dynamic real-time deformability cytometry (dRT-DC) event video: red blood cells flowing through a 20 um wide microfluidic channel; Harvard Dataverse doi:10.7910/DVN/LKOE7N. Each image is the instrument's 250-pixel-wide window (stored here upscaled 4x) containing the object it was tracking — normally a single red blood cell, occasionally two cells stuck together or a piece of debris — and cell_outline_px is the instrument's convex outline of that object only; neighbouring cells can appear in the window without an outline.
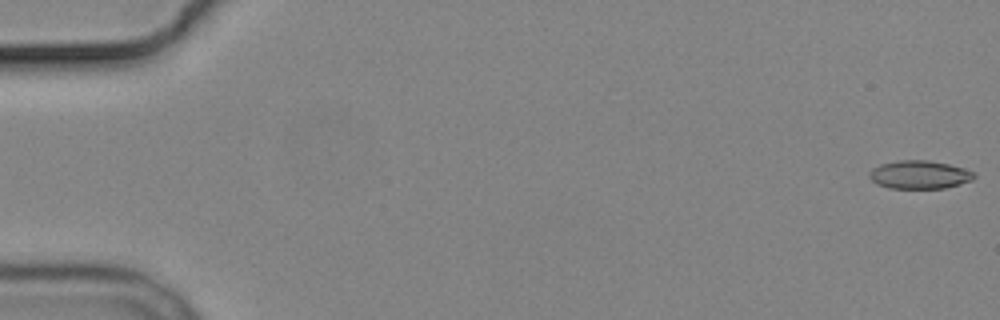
{"species": "common noctule bat (a hibernating species)", "species_latin": "Nyctalus noctula", "temperature_condition": "cold", "stored_images_in_passage": 5, "camera_frame_rate_fps": 3000, "um_per_image_px": 0.085, "animal": {"sex": "male", "body_mass_g": 19.2, "forearm_length_mm": 51.8}, "frame": {"image": 1, "passage_image": 1, "time_ms": 0.0, "image_size_px": [1000, 320], "cell_outline_px": [[976, 176], [972, 180], [960, 184], [944, 188], [888, 188], [876, 184], [868, 176], [868, 172], [872, 168], [880, 164], [896, 160], [928, 160], [948, 164], [964, 168], [976, 172]], "centroid_in_image_um": [78.14, 14.84], "position_along_channel_um": 6.9, "area_um2": 17.46}}